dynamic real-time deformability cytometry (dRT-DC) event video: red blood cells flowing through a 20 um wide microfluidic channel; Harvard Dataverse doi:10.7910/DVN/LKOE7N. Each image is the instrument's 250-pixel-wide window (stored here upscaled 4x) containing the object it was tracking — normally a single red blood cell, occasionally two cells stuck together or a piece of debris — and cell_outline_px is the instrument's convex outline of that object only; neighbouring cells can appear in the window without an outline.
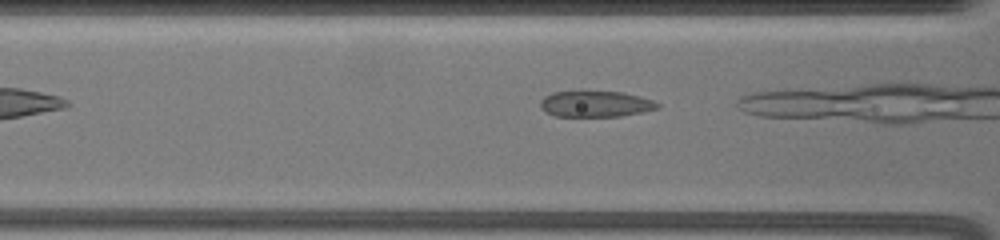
{"species": "common noctule bat (a hibernating species)", "species_latin": "Nyctalus noctula", "temperature_condition": "warm", "stored_images_in_passage": 25, "camera_frame_rate_fps": 3000, "um_per_image_px": 0.085, "animal": {"sex": "female", "body_mass_g": 19.5, "forearm_length_mm": 54.1}, "frame": {"image": 1, "passage_image": 7, "time_ms": 1.333, "image_size_px": [1000, 240], "cell_outline_px": [[660, 108], [644, 112], [620, 116], [556, 116], [540, 108], [540, 100], [544, 96], [552, 92], [580, 88], [624, 92], [640, 96], [652, 100], [660, 104]], "centroid_in_image_um": [50.6, 8.78], "position_along_channel_um": 116.0, "area_um2": 18.73}}
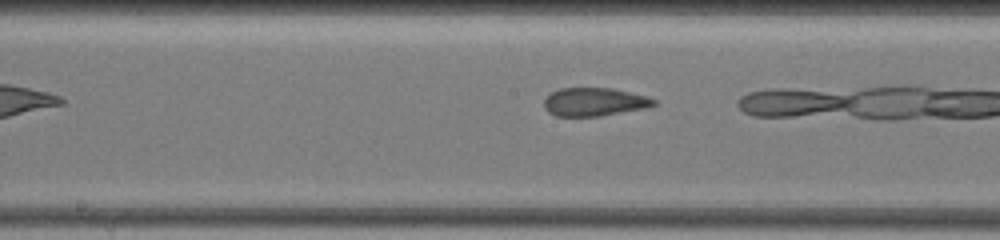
{"frame": {"image": 2, "passage_image": 18, "time_ms": 3.667, "image_size_px": [1000, 240], "cell_outline_px": [[656, 104], [648, 108], [600, 116], [556, 116], [548, 112], [544, 108], [544, 100], [552, 92], [560, 88], [612, 88], [648, 96], [656, 100]], "centroid_in_image_um": [50.54, 8.66], "position_along_channel_um": 197.7, "area_um2": 18.21}}